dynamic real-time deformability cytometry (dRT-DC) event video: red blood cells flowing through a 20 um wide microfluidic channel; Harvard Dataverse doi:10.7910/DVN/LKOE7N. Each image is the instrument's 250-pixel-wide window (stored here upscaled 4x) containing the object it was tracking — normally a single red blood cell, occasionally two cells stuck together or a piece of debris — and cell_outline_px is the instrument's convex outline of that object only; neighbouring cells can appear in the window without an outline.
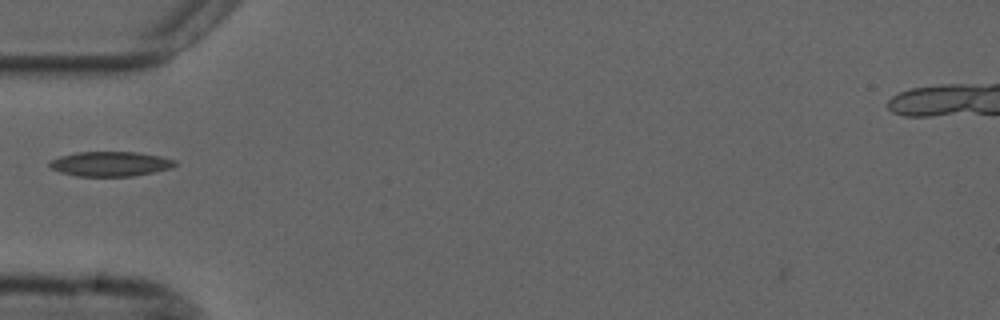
{"species": "common noctule bat (a hibernating species)", "species_latin": "Nyctalus noctula", "temperature_condition": "cold", "stored_images_in_passage": 36, "camera_frame_rate_fps": 3000, "um_per_image_px": 0.085, "animal": {"sex": "male", "forearm_length_mm": 52.5}, "frame": {"image": 1, "passage_image": 1, "time_ms": 0.0, "image_size_px": [1000, 320], "cell_outline_px": [[176, 164], [172, 168], [132, 176], [76, 176], [60, 172], [52, 168], [48, 164], [52, 160], [60, 156], [76, 152], [136, 152], [160, 156], [176, 160]], "centroid_in_image_um": [9.38, 13.93], "position_along_channel_um": 75.6, "area_um2": 17.98}}
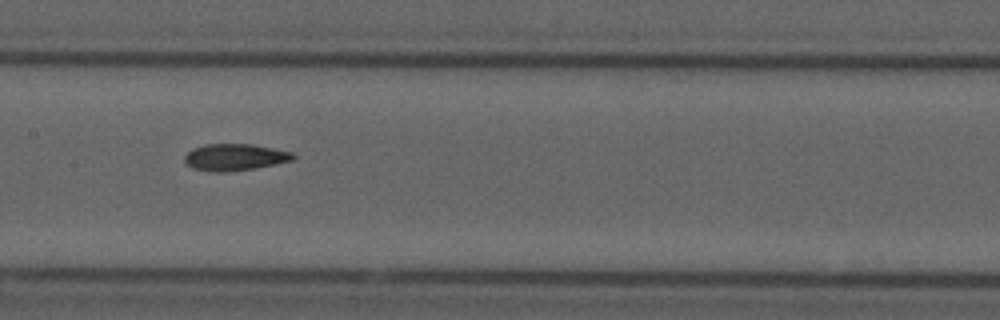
{"frame": {"image": 2, "passage_image": 10, "time_ms": 3.0, "image_size_px": [1000, 320], "cell_outline_px": [[296, 156], [292, 160], [256, 168], [224, 172], [212, 172], [192, 168], [184, 160], [184, 156], [192, 148], [204, 144], [252, 144], [292, 152]], "centroid_in_image_um": [19.93, 13.36], "position_along_channel_um": 187.5, "area_um2": 16.88}}
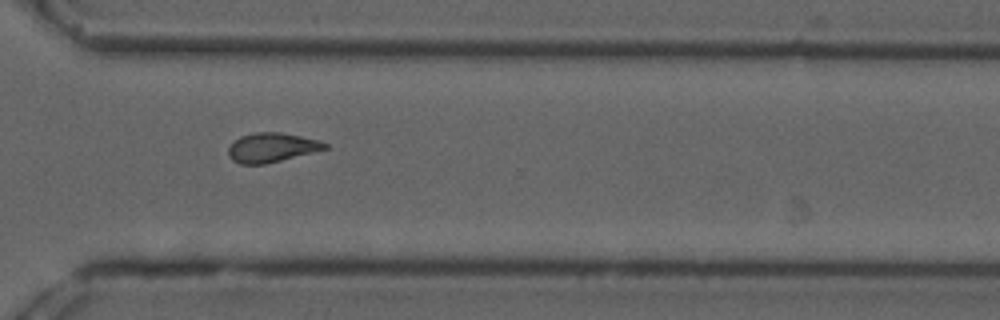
{"frame": {"image": 3, "passage_image": 23, "time_ms": 7.333, "image_size_px": [1000, 320], "cell_outline_px": [[328, 148], [264, 164], [240, 164], [232, 160], [228, 156], [228, 148], [240, 136], [256, 132], [280, 132], [320, 140], [328, 144]], "centroid_in_image_um": [23.08, 12.53], "position_along_channel_um": 347.5, "area_um2": 16.3}}